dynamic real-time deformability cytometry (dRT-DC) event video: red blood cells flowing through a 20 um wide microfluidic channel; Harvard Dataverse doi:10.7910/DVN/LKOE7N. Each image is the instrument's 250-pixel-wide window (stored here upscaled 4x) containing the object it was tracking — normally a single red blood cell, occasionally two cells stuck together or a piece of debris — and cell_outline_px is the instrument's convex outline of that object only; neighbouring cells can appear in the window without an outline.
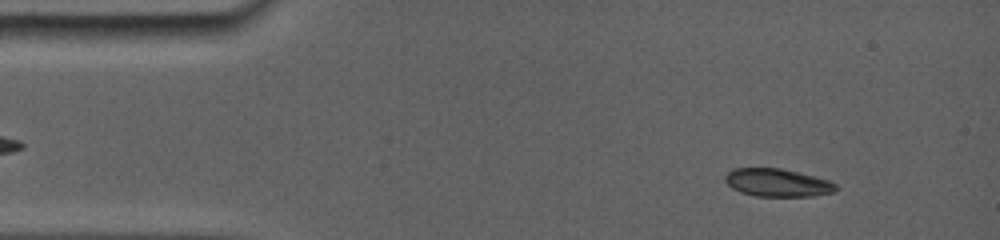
{"species": "common noctule bat (a hibernating species)", "species_latin": "Nyctalus noctula", "temperature_condition": "room temperature", "stored_images_in_passage": 11, "camera_frame_rate_fps": 5000, "um_per_image_px": 0.085, "animal": {"sex": "female", "body_mass_g": 19.0, "forearm_length_mm": 56.7}, "frame": {"image": 1, "passage_image": 1, "time_ms": 0.0, "image_size_px": [1000, 240], "cell_outline_px": [[836, 188], [832, 192], [816, 196], [756, 196], [740, 192], [732, 188], [724, 180], [724, 176], [728, 172], [736, 168], [780, 168], [828, 180], [836, 184]], "centroid_in_image_um": [66.04, 15.53], "position_along_channel_um": 19.0, "area_um2": 17.8}}
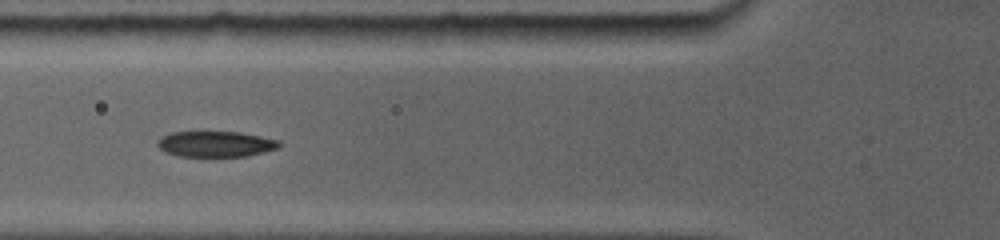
{"frame": {"image": 2, "passage_image": 5, "time_ms": 4.2, "image_size_px": [1000, 240], "cell_outline_px": [[280, 144], [276, 148], [248, 156], [180, 156], [168, 152], [160, 148], [156, 144], [164, 136], [172, 132], [236, 132], [280, 140]], "centroid_in_image_um": [18.34, 12.24], "position_along_channel_um": 107.5, "area_um2": 17.74}}
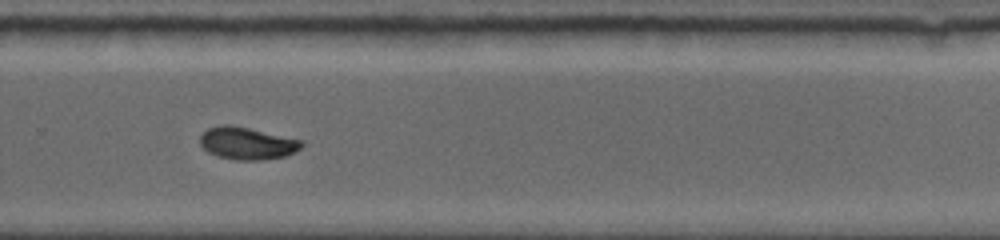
{"frame": {"image": 3, "passage_image": 10, "time_ms": 9.4, "image_size_px": [1000, 240], "cell_outline_px": [[304, 144], [300, 148], [284, 156], [260, 160], [236, 160], [216, 156], [208, 152], [200, 144], [200, 132], [208, 128], [220, 124], [232, 124], [304, 140]], "centroid_in_image_um": [20.97, 12.16], "position_along_channel_um": 308.8, "area_um2": 19.36}}